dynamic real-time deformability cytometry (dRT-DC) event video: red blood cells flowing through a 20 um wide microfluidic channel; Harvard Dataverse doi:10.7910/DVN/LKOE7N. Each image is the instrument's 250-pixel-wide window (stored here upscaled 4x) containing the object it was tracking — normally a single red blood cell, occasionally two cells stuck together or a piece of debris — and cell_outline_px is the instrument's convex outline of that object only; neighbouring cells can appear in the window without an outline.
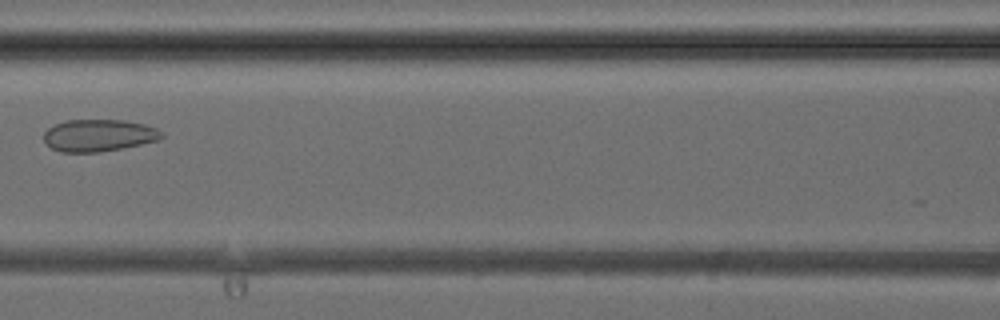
{"species": "common noctule bat (a hibernating species)", "species_latin": "Nyctalus noctula", "temperature_condition": "cold", "stored_images_in_passage": 8, "camera_frame_rate_fps": 3000, "um_per_image_px": 0.085, "animal": {"sex": "female", "body_mass_g": 24.6, "forearm_length_mm": 56.2}, "frame": {"image": 1, "passage_image": 8, "time_ms": 9.0, "image_size_px": [1000, 320], "cell_outline_px": [[164, 136], [160, 140], [100, 152], [60, 152], [52, 148], [44, 140], [44, 132], [48, 128], [56, 124], [68, 120], [124, 120], [144, 124], [156, 128]], "centroid_in_image_um": [8.39, 11.51], "position_along_channel_um": 158.2, "area_um2": 21.85}}